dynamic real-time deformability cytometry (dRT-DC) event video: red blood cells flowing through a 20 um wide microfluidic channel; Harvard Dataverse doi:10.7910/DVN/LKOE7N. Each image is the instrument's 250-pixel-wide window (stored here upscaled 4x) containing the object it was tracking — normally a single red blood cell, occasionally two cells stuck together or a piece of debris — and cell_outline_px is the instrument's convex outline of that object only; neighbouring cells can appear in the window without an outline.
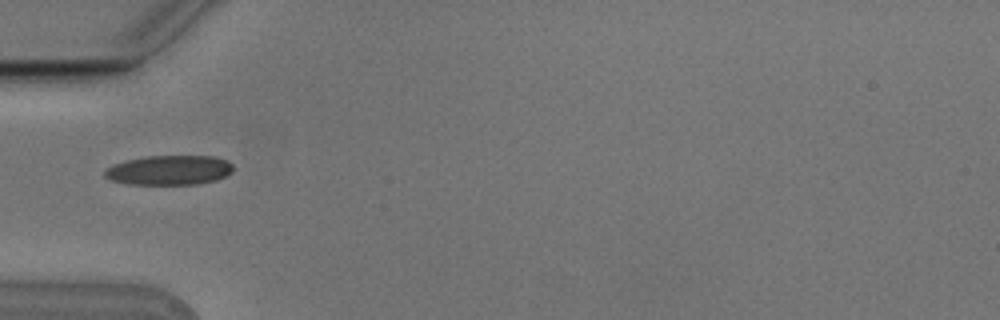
{"species": "Egyptian fruit bat (a non-hibernating species)", "species_latin": "Rousettus aegyptiacus", "temperature_condition": "cold", "stored_images_in_passage": 4, "camera_frame_rate_fps": 3000, "um_per_image_px": 0.085, "animal": {"sex": "male"}, "frame": {"image": 1, "passage_image": 1, "time_ms": 0.0, "image_size_px": [1000, 320], "cell_outline_px": [[232, 172], [216, 180], [200, 184], [128, 184], [108, 180], [104, 176], [104, 168], [112, 164], [128, 160], [148, 156], [212, 156], [228, 160], [232, 164]], "centroid_in_image_um": [14.35, 14.46], "position_along_channel_um": 70.7, "area_um2": 22.31}}
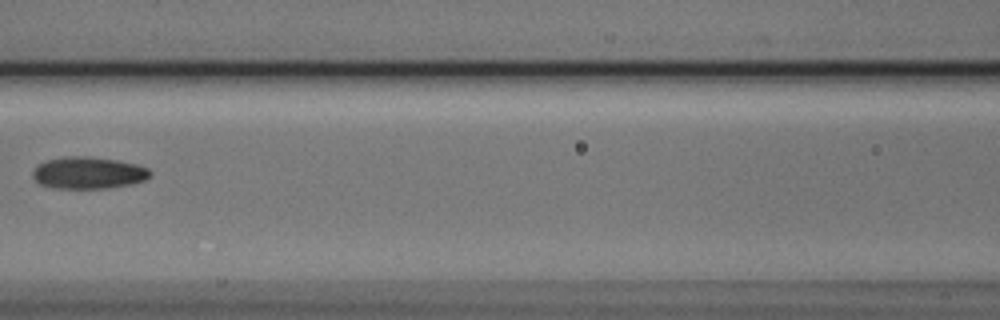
{"frame": {"image": 2, "passage_image": 3, "time_ms": 0.667, "image_size_px": [1000, 320], "cell_outline_px": [[152, 176], [144, 180], [132, 184], [108, 188], [52, 188], [40, 184], [32, 176], [32, 172], [36, 164], [48, 160], [72, 156], [80, 156], [116, 160], [136, 164], [148, 168], [152, 172]], "centroid_in_image_um": [7.51, 14.7], "position_along_channel_um": 159.1, "area_um2": 21.79}}
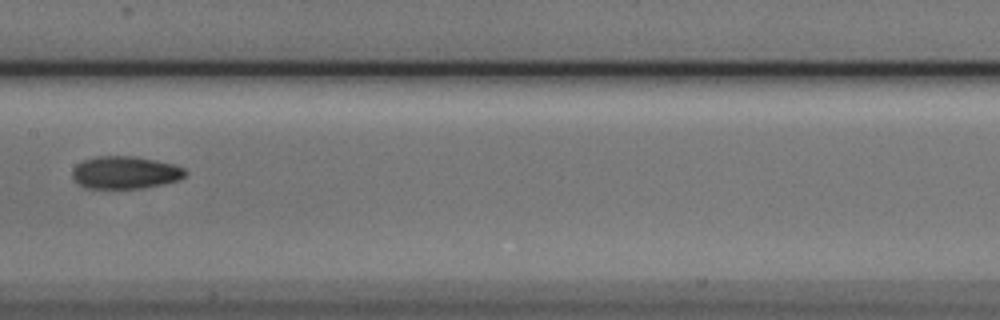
{"frame": {"image": 3, "passage_image": 4, "time_ms": 1.0, "image_size_px": [1000, 320], "cell_outline_px": [[188, 172], [180, 180], [164, 184], [144, 188], [84, 188], [72, 180], [72, 168], [76, 164], [84, 160], [96, 156], [136, 156], [156, 160], [172, 164], [184, 168]], "centroid_in_image_um": [10.62, 14.67], "position_along_channel_um": 196.8, "area_um2": 21.73}}